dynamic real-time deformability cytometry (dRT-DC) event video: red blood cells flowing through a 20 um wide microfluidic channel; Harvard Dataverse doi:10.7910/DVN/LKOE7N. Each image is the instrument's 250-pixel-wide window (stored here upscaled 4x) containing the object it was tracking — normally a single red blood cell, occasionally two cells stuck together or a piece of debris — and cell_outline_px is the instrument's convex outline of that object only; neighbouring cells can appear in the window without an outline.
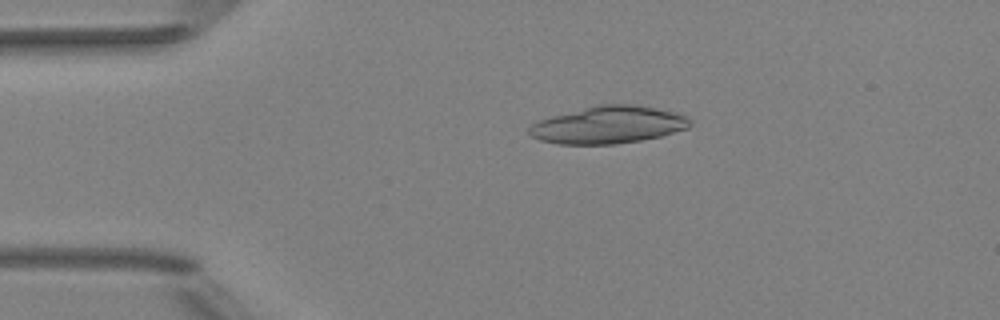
{"species": "Egyptian fruit bat (a non-hibernating species)", "species_latin": "Rousettus aegyptiacus", "temperature_condition": "room temperature", "stored_images_in_passage": 2, "camera_frame_rate_fps": 3000, "um_per_image_px": 0.085, "animal": {"sex": "female"}, "frame": {"image": 1, "passage_image": 1, "time_ms": 0.0, "image_size_px": [1000, 320], "cell_outline_px": [[692, 124], [688, 128], [660, 136], [640, 140], [616, 144], [560, 144], [540, 140], [532, 136], [528, 132], [528, 128], [536, 120], [596, 104], [636, 104], [676, 112], [688, 116], [692, 120]], "centroid_in_image_um": [51.72, 10.6], "position_along_channel_um": 33.3, "area_um2": 35.26}}